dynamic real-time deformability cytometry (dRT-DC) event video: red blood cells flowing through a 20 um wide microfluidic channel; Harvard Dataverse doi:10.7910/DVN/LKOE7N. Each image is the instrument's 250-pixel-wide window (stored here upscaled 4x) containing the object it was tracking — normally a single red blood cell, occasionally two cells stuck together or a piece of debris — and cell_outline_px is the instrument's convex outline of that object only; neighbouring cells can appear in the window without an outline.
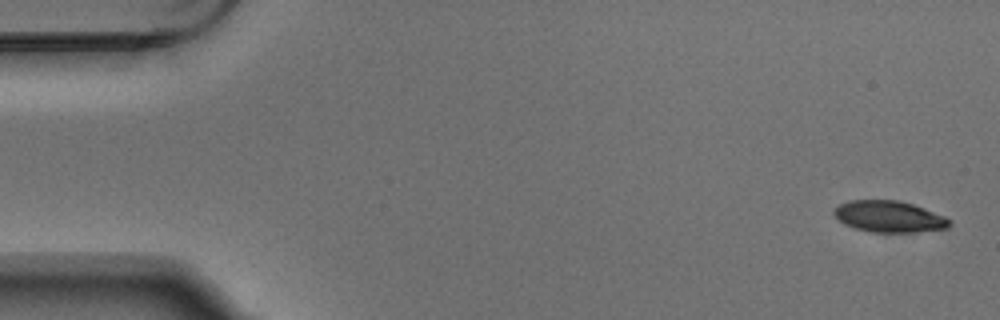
{"species": "Egyptian fruit bat (a non-hibernating species)", "species_latin": "Rousettus aegyptiacus", "temperature_condition": "warm", "stored_images_in_passage": 6, "camera_frame_rate_fps": 3000, "um_per_image_px": 0.085, "animal": {"sex": "male"}, "frame": {"image": 1, "passage_image": 1, "time_ms": 0.0, "image_size_px": [1000, 320], "cell_outline_px": [[952, 224], [948, 228], [912, 232], [872, 232], [856, 228], [844, 224], [832, 212], [840, 204], [848, 200], [900, 200], [924, 208], [944, 216], [952, 220]], "centroid_in_image_um": [75.6, 18.4], "position_along_channel_um": 9.4, "area_um2": 21.04}}
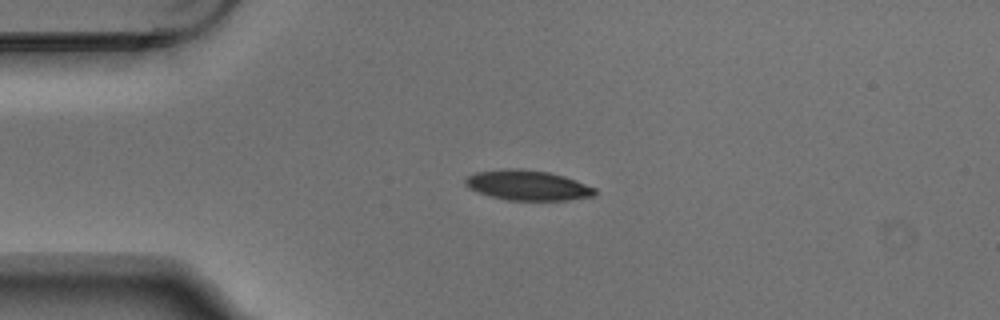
{"frame": {"image": 2, "passage_image": 4, "time_ms": 1.0, "image_size_px": [1000, 320], "cell_outline_px": [[596, 196], [568, 200], [508, 200], [488, 196], [476, 192], [468, 188], [464, 184], [464, 180], [468, 176], [476, 172], [508, 168], [516, 168], [548, 172], [564, 176], [576, 180], [596, 188]], "centroid_in_image_um": [44.84, 15.75], "position_along_channel_um": 40.2, "area_um2": 22.89}}
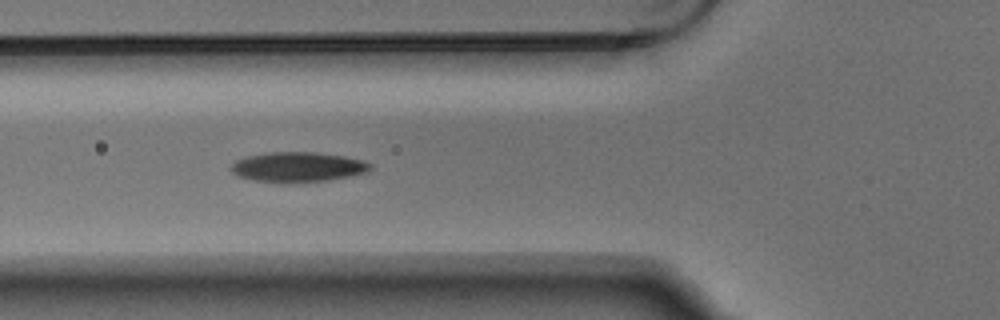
{"frame": {"image": 3, "passage_image": 6, "time_ms": 1.667, "image_size_px": [1000, 320], "cell_outline_px": [[372, 168], [368, 172], [352, 176], [328, 180], [288, 184], [252, 180], [236, 176], [228, 168], [236, 160], [244, 156], [268, 152], [316, 152], [344, 156], [364, 160], [372, 164]], "centroid_in_image_um": [25.29, 14.21], "position_along_channel_um": 100.5, "area_um2": 24.97}}